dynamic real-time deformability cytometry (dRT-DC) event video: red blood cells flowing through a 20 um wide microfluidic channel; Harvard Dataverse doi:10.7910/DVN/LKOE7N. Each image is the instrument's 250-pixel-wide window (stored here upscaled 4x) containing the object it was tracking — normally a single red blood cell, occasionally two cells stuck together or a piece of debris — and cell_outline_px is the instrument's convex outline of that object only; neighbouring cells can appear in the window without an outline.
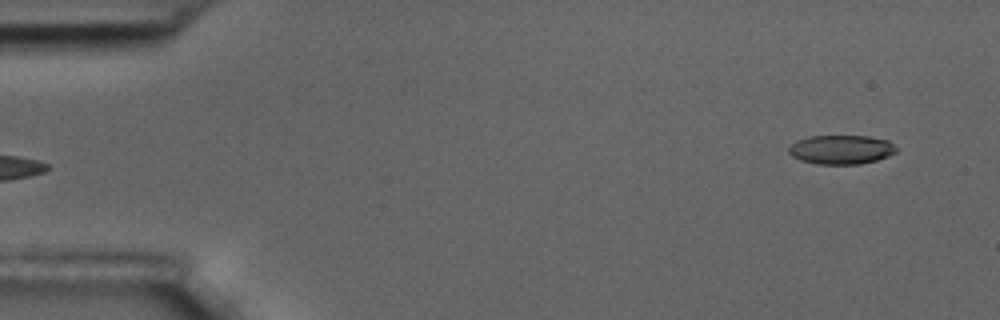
{"species": "common noctule bat (a hibernating species)", "species_latin": "Nyctalus noctula", "temperature_condition": "room temperature", "stored_images_in_passage": 5, "camera_frame_rate_fps": 3000, "um_per_image_px": 0.085, "animal": {"sex": "male", "body_mass_g": 17.5, "forearm_length_mm": 52.3}, "frame": {"image": 1, "passage_image": 5, "time_ms": 1.333, "image_size_px": [1000, 320], "cell_outline_px": [[896, 152], [888, 156], [876, 160], [860, 164], [816, 164], [800, 160], [792, 156], [788, 152], [788, 148], [796, 140], [808, 136], [868, 136], [888, 140], [896, 148]], "centroid_in_image_um": [71.47, 12.71], "position_along_channel_um": 13.5, "area_um2": 18.26}}